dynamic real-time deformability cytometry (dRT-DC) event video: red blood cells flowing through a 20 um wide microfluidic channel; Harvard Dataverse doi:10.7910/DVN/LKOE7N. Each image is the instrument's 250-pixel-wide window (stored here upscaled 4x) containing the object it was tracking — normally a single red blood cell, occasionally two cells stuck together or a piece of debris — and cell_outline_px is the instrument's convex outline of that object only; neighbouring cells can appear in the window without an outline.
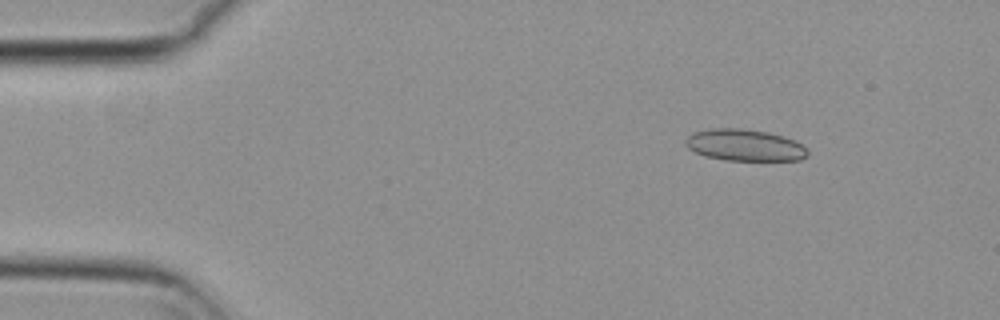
{"species": "common noctule bat (a hibernating species)", "species_latin": "Nyctalus noctula", "temperature_condition": "cold", "stored_images_in_passage": 11, "camera_frame_rate_fps": 3000, "um_per_image_px": 0.085, "animal": {"sex": "female", "body_mass_g": 29.2, "forearm_length_mm": 56.3}, "frame": {"image": 1, "passage_image": 6, "time_ms": 1.667, "image_size_px": [1000, 320], "cell_outline_px": [[808, 156], [800, 160], [728, 160], [704, 156], [688, 148], [684, 144], [684, 140], [692, 132], [712, 128], [740, 128], [768, 132], [784, 136], [808, 148]], "centroid_in_image_um": [63.28, 12.33], "position_along_channel_um": 21.7, "area_um2": 22.6}}